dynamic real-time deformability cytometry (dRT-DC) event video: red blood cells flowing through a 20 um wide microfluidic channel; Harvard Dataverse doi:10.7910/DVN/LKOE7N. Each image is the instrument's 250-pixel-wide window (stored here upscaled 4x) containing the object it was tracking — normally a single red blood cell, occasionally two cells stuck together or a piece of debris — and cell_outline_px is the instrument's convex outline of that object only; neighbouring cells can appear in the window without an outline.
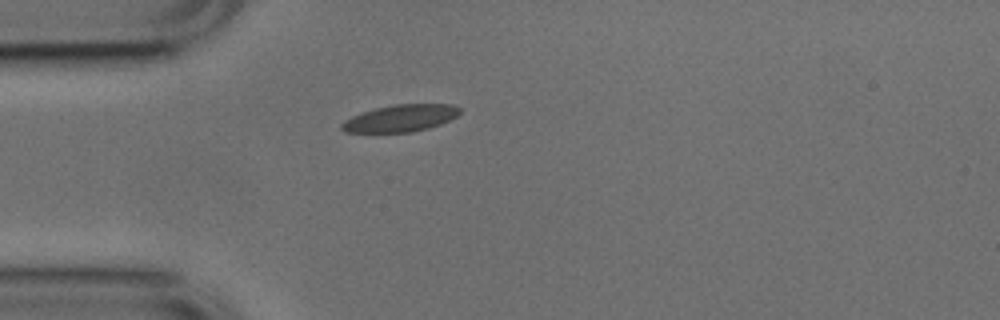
{"species": "common noctule bat (a hibernating species)", "species_latin": "Nyctalus noctula", "temperature_condition": "cold", "stored_images_in_passage": 1, "camera_frame_rate_fps": 3000, "um_per_image_px": 0.085, "animal": {"sex": "male", "body_mass_g": 17.9, "forearm_length_mm": 54.2}, "frame": {"image": 1, "passage_image": 1, "time_ms": 0.0, "image_size_px": [1000, 320], "cell_outline_px": [[460, 112], [456, 116], [440, 124], [428, 128], [412, 132], [344, 132], [340, 128], [340, 124], [344, 120], [352, 116], [376, 108], [396, 104], [452, 104], [460, 108]], "centroid_in_image_um": [34.03, 10.05], "position_along_channel_um": 51.0, "area_um2": 18.44}}